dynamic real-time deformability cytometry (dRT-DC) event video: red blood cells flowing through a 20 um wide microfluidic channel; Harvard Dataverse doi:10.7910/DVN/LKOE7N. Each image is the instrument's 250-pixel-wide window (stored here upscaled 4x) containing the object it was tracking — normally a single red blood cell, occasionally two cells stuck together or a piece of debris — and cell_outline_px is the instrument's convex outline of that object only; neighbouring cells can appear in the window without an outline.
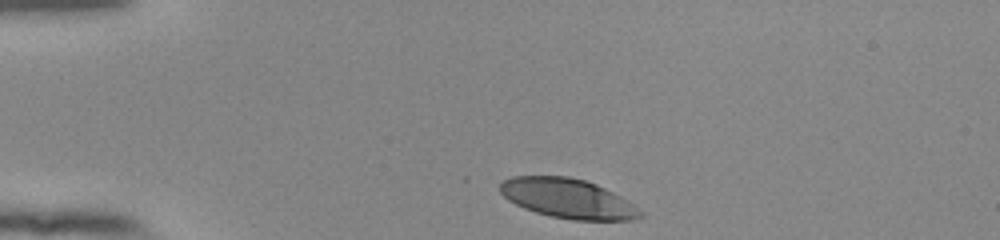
{"species": "human", "species_latin": "Homo sapiens", "temperature_condition": "room temperature", "stored_images_in_passage": 34, "camera_frame_rate_fps": 3000, "um_per_image_px": 0.085, "donor": {"sex": "female"}, "frame": {"image": 1, "passage_image": 1, "time_ms": 0.0, "image_size_px": [1000, 240], "cell_outline_px": [[644, 216], [636, 220], [572, 220], [552, 216], [536, 212], [524, 208], [508, 200], [500, 192], [500, 184], [504, 180], [512, 176], [568, 176], [584, 180], [596, 184], [620, 196], [644, 212]], "centroid_in_image_um": [48.28, 16.88], "position_along_channel_um": 36.7, "area_um2": 32.25}}
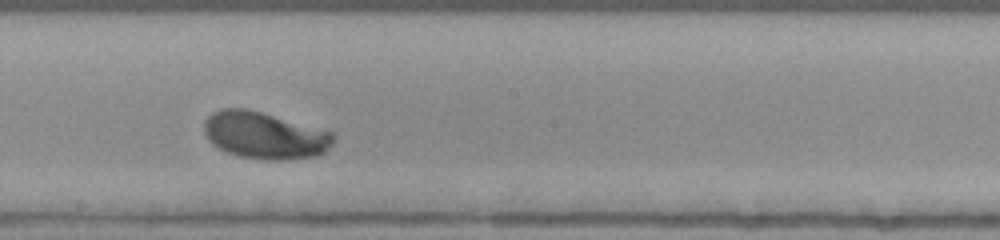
{"frame": {"image": 2, "passage_image": 20, "time_ms": 6.333, "image_size_px": [1000, 240], "cell_outline_px": [[336, 136], [332, 144], [324, 152], [316, 156], [280, 160], [268, 160], [240, 156], [228, 152], [212, 144], [208, 140], [204, 132], [204, 120], [212, 112], [220, 108], [244, 108], [260, 112], [332, 132]], "centroid_in_image_um": [22.47, 11.5], "position_along_channel_um": 225.7, "area_um2": 35.08}}
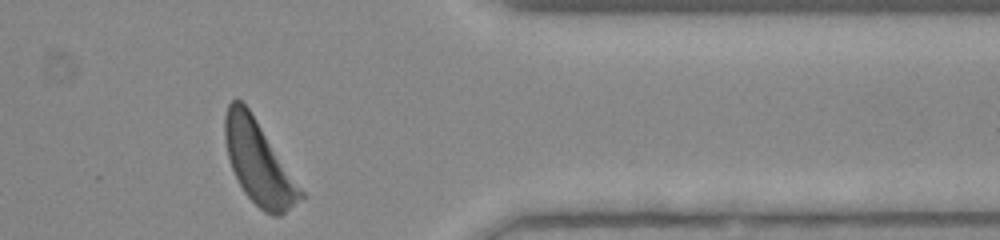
{"frame": {"image": 3, "passage_image": 34, "time_ms": 11.0, "image_size_px": [1000, 240], "cell_outline_px": [[304, 196], [280, 216], [272, 216], [264, 212], [244, 192], [232, 168], [228, 156], [224, 136], [224, 116], [228, 104], [232, 100], [240, 100], [248, 108], [304, 192]], "centroid_in_image_um": [21.96, 13.83], "position_along_channel_um": 389.4, "area_um2": 35.66}, "authors_computed_cell_mechanics": {"area_um2": 34.8245, "velocity_mm_per_s": 3.7973, "shape_relaxation_time_tau1_ms": 2.3852, "shape_relaxation_time_tau2_ms": null, "deformation_change_tau1": 0.1541, "deformation_change_tau2": null}}